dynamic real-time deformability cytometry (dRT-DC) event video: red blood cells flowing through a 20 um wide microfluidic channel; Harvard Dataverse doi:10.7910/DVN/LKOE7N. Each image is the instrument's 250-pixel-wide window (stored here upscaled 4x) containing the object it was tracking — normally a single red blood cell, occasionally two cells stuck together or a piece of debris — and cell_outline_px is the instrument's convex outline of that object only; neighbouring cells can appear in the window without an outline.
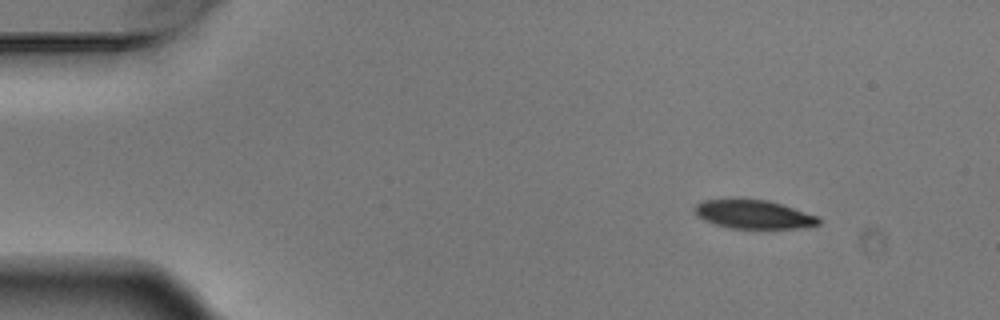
{"species": "Egyptian fruit bat (a non-hibernating species)", "species_latin": "Rousettus aegyptiacus", "temperature_condition": "warm", "stored_images_in_passage": 7, "camera_frame_rate_fps": 3000, "um_per_image_px": 0.085, "animal": {"sex": "male"}, "frame": {"image": 1, "passage_image": 1, "time_ms": 0.0, "image_size_px": [1000, 320], "cell_outline_px": [[824, 220], [820, 224], [804, 228], [732, 228], [716, 224], [704, 220], [692, 208], [696, 204], [704, 200], [768, 200], [820, 216]], "centroid_in_image_um": [64.16, 18.23], "position_along_channel_um": 20.8, "area_um2": 20.52}}
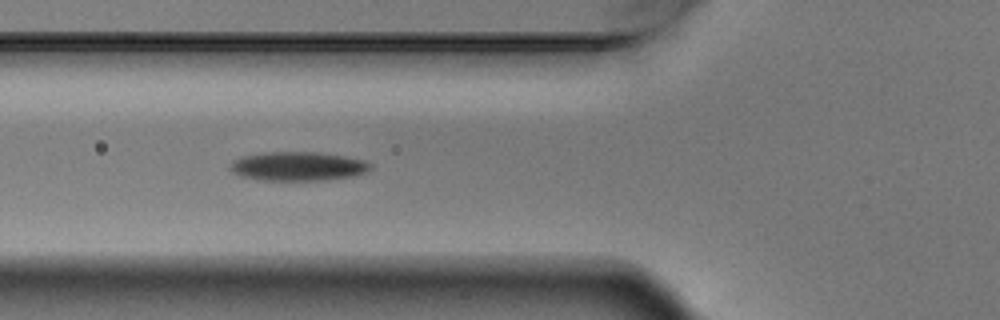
{"frame": {"image": 2, "passage_image": 5, "time_ms": 1.333, "image_size_px": [1000, 320], "cell_outline_px": [[372, 168], [356, 176], [328, 180], [260, 180], [240, 176], [232, 172], [228, 168], [232, 160], [244, 156], [268, 152], [316, 152], [364, 160], [372, 164]], "centroid_in_image_um": [25.31, 14.14], "position_along_channel_um": 100.5, "area_um2": 23.7}}
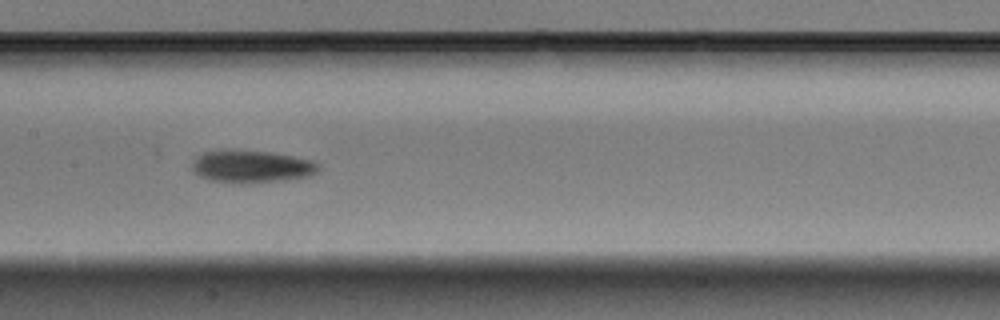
{"frame": {"image": 3, "passage_image": 7, "time_ms": 2.0, "image_size_px": [1000, 320], "cell_outline_px": [[320, 168], [316, 172], [308, 176], [276, 180], [208, 180], [200, 176], [192, 168], [192, 164], [196, 156], [204, 152], [268, 152], [292, 156], [312, 160], [320, 164]], "centroid_in_image_um": [21.43, 14.13], "position_along_channel_um": 186.0, "area_um2": 22.08}}